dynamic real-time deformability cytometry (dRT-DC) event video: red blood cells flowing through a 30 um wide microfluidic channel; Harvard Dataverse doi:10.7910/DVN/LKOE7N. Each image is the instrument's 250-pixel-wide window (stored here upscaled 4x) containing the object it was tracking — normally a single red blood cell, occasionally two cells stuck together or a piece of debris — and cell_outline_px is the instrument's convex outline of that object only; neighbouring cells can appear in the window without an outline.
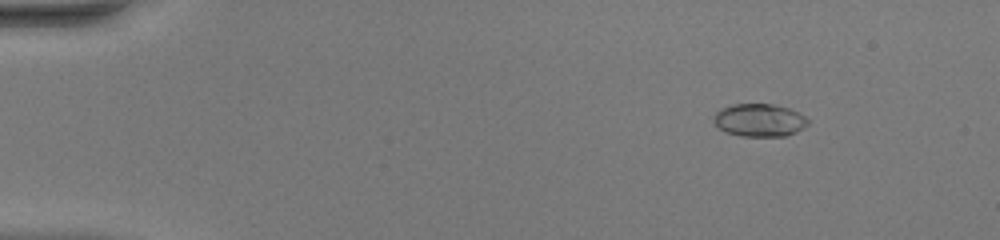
{"species": "common noctule bat (a hibernating species)", "species_latin": "Nyctalus noctula", "temperature_condition": "warm", "stored_images_in_passage": 50, "camera_frame_rate_fps": 3000, "um_per_image_px": 0.085, "animal": {"sex": "female", "body_mass_g": 20.0, "forearm_length_mm": 54.0}, "frame": {"image": 1, "passage_image": 6, "time_ms": 1.667, "image_size_px": [1000, 240], "cell_outline_px": [[808, 124], [804, 128], [796, 132], [784, 136], [740, 136], [728, 132], [720, 128], [712, 120], [712, 116], [720, 108], [732, 104], [772, 104], [788, 108], [804, 116], [808, 120]], "centroid_in_image_um": [64.52, 10.21], "position_along_channel_um": 20.5, "area_um2": 17.98}}
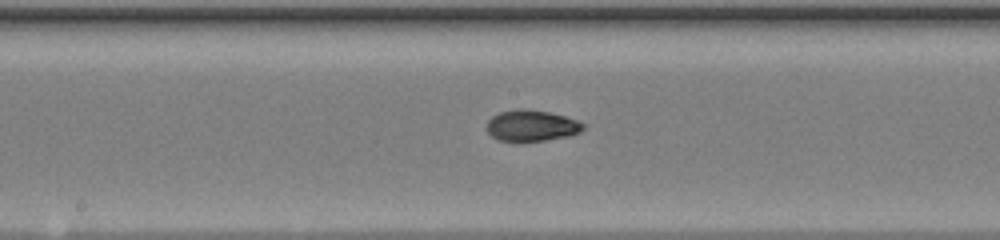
{"frame": {"image": 2, "passage_image": 27, "time_ms": 8.667, "image_size_px": [1000, 240], "cell_outline_px": [[584, 128], [580, 132], [568, 136], [544, 140], [500, 140], [492, 136], [488, 132], [488, 120], [492, 116], [500, 112], [524, 108], [548, 112], [564, 116], [576, 120], [584, 124]], "centroid_in_image_um": [45.19, 10.66], "position_along_channel_um": 203.0, "area_um2": 17.05}}
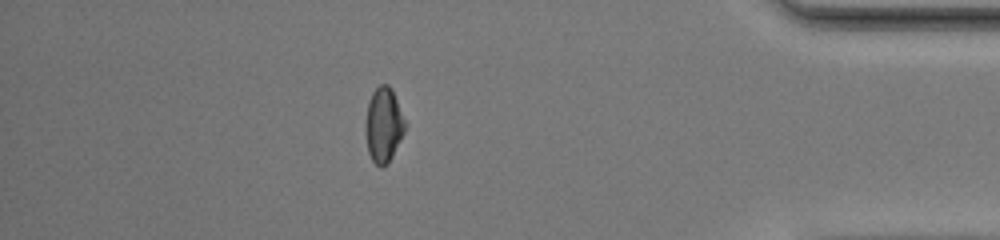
{"frame": {"image": 3, "passage_image": 44, "time_ms": 14.333, "image_size_px": [1000, 240], "cell_outline_px": [[404, 132], [388, 164], [380, 168], [372, 160], [368, 152], [364, 128], [364, 124], [368, 100], [372, 92], [380, 84], [388, 84], [392, 88], [404, 120]], "centroid_in_image_um": [32.56, 10.61], "position_along_channel_um": 402.6, "area_um2": 17.28}, "authors_computed_cell_mechanics": {"area_um2": 17.6868, "velocity_mm_per_s": 4.1557, "shape_relaxation_time_tau1_ms": 9.1449, "shape_relaxation_time_tau2_ms": 1.1622, "deformation_change_tau1": 0.2805, "deformation_change_tau2": 0.0399}}